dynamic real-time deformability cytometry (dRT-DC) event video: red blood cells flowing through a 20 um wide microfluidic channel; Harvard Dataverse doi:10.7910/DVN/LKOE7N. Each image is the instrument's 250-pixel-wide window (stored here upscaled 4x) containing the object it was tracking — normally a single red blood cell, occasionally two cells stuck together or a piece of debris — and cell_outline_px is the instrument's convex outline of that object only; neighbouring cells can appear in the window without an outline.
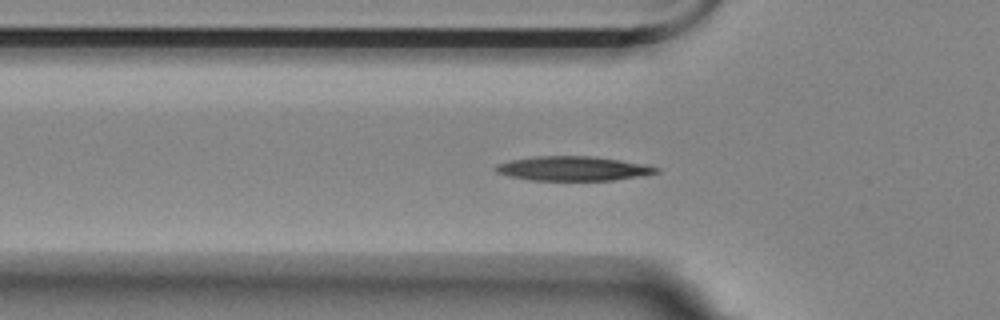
{"species": "Egyptian fruit bat (a non-hibernating species)", "species_latin": "Rousettus aegyptiacus", "temperature_condition": "room temperature", "stored_images_in_passage": 8, "camera_frame_rate_fps": 3000, "um_per_image_px": 0.085, "animal": {"sex": "female"}, "frame": {"image": 1, "passage_image": 7, "time_ms": 2.0, "image_size_px": [1000, 320], "cell_outline_px": [[660, 172], [640, 176], [612, 180], [528, 180], [508, 176], [496, 172], [492, 168], [496, 164], [508, 160], [536, 156], [592, 156], [644, 164], [660, 168]], "centroid_in_image_um": [48.64, 14.32], "position_along_channel_um": 77.2, "area_um2": 22.89}}